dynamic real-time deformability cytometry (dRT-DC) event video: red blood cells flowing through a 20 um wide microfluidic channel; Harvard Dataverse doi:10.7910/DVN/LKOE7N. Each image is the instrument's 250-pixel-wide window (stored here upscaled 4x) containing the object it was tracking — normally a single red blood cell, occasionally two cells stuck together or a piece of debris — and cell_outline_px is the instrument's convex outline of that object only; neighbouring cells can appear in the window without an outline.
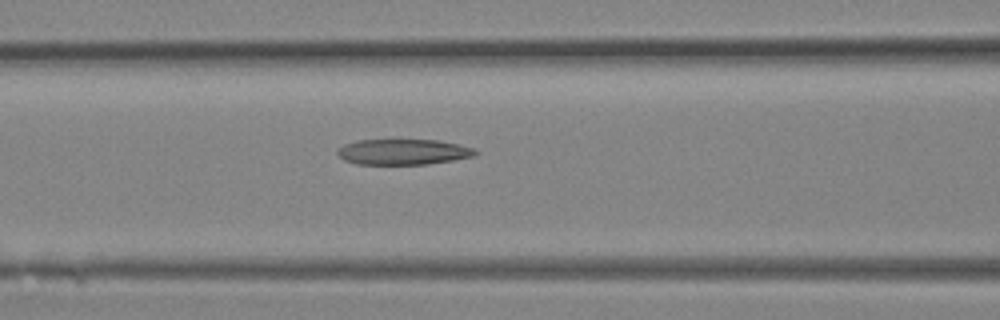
{"species": "Egyptian fruit bat (a non-hibernating species)", "species_latin": "Rousettus aegyptiacus", "temperature_condition": "room temperature", "stored_images_in_passage": 14, "camera_frame_rate_fps": 3000, "um_per_image_px": 0.085, "animal": {"sex": "female"}, "frame": {"image": 1, "passage_image": 12, "time_ms": 3.667, "image_size_px": [1000, 320], "cell_outline_px": [[476, 156], [428, 164], [356, 164], [344, 160], [336, 152], [344, 144], [356, 140], [440, 140], [472, 148], [476, 152]], "centroid_in_image_um": [34.24, 12.91], "position_along_channel_um": 132.4, "area_um2": 20.4}}
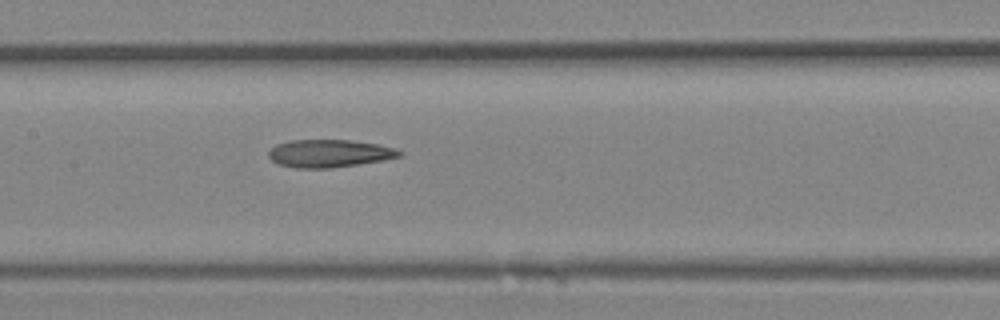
{"frame": {"image": 2, "passage_image": 14, "time_ms": 4.333, "image_size_px": [1000, 320], "cell_outline_px": [[404, 152], [400, 156], [384, 160], [328, 168], [296, 168], [276, 164], [268, 156], [268, 152], [276, 144], [292, 140], [348, 140], [380, 144], [396, 148]], "centroid_in_image_um": [27.99, 13.04], "position_along_channel_um": 179.4, "area_um2": 21.15}}